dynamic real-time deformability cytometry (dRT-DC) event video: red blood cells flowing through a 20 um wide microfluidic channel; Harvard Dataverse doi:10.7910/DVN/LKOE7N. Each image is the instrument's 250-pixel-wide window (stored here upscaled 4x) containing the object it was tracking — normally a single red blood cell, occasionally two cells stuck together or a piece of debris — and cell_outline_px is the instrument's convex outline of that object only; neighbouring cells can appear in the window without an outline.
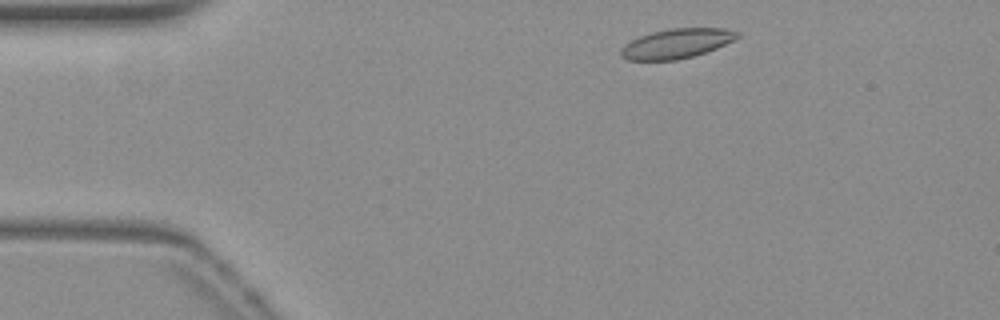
{"species": "common noctule bat (a hibernating species)", "species_latin": "Nyctalus noctula", "temperature_condition": "warm", "stored_images_in_passage": 48, "camera_frame_rate_fps": 3000, "um_per_image_px": 0.085, "animal": {"sex": "female", "body_mass_g": 19.3, "forearm_length_mm": 54.1}, "frame": {"image": 1, "passage_image": 3, "time_ms": 0.667, "image_size_px": [1000, 320], "cell_outline_px": [[740, 36], [716, 48], [692, 56], [676, 60], [628, 60], [620, 56], [620, 48], [624, 44], [640, 36], [652, 32], [672, 28], [724, 28], [740, 32]], "centroid_in_image_um": [57.48, 3.69], "position_along_channel_um": 27.5, "area_um2": 19.94}}
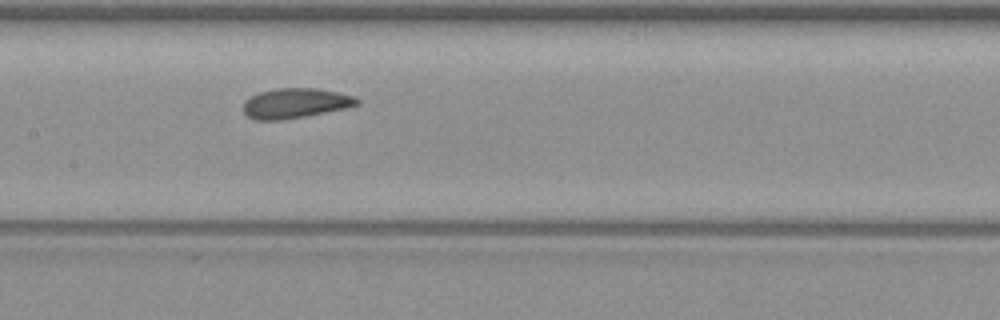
{"frame": {"image": 2, "passage_image": 20, "time_ms": 6.333, "image_size_px": [1000, 320], "cell_outline_px": [[360, 104], [348, 108], [304, 116], [280, 120], [256, 120], [248, 116], [244, 112], [244, 100], [260, 92], [276, 88], [316, 88], [336, 92], [352, 96], [360, 100]], "centroid_in_image_um": [25.11, 8.77], "position_along_channel_um": 182.3, "area_um2": 19.71}}
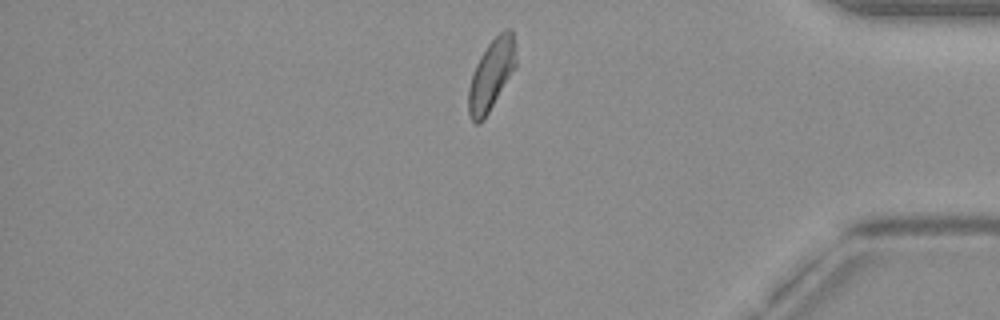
{"frame": {"image": 3, "passage_image": 39, "time_ms": 12.667, "image_size_px": [1000, 320], "cell_outline_px": [[516, 64], [484, 120], [480, 124], [476, 124], [472, 120], [468, 112], [468, 88], [472, 72], [480, 56], [488, 44], [504, 28], [512, 28], [516, 60]], "centroid_in_image_um": [41.73, 6.35], "position_along_channel_um": 393.5, "area_um2": 19.31}, "authors_computed_cell_mechanics": {"area_um2": 19.8832, "velocity_mm_per_s": 3.8089, "shape_relaxation_time_tau1_ms": 2.7776, "shape_relaxation_time_tau2_ms": 1.3773, "deformation_change_tau1": 0.1186, "deformation_change_tau2": 0.0861}}